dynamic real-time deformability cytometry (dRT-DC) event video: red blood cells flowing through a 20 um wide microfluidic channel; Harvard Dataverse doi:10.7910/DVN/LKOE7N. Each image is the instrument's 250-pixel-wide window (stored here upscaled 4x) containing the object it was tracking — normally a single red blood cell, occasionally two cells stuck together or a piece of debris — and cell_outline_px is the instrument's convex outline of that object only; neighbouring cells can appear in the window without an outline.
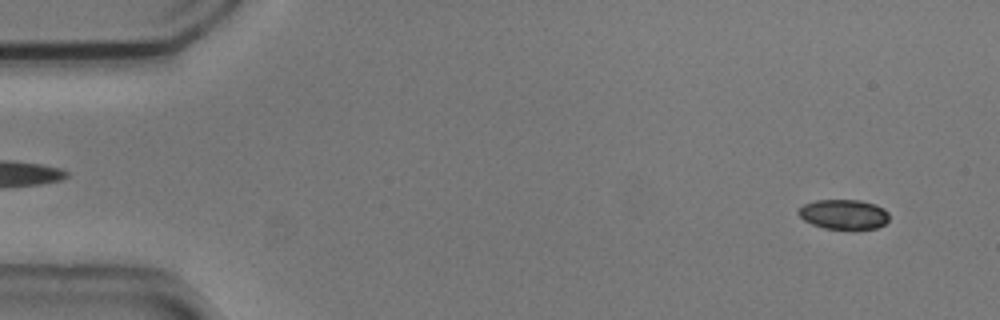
{"species": "common noctule bat (a hibernating species)", "species_latin": "Nyctalus noctula", "temperature_condition": "cold", "stored_images_in_passage": 55, "camera_frame_rate_fps": 3000, "um_per_image_px": 0.085, "animal": {"sex": "male", "body_mass_g": 20.5, "forearm_length_mm": 52.5}, "frame": {"image": 1, "passage_image": 4, "time_ms": 1.0, "image_size_px": [1000, 320], "cell_outline_px": [[888, 220], [884, 224], [876, 228], [824, 228], [812, 224], [804, 220], [796, 212], [804, 204], [816, 200], [860, 200], [876, 204], [884, 208], [888, 212]], "centroid_in_image_um": [71.71, 18.2], "position_along_channel_um": 13.3, "area_um2": 15.61}}
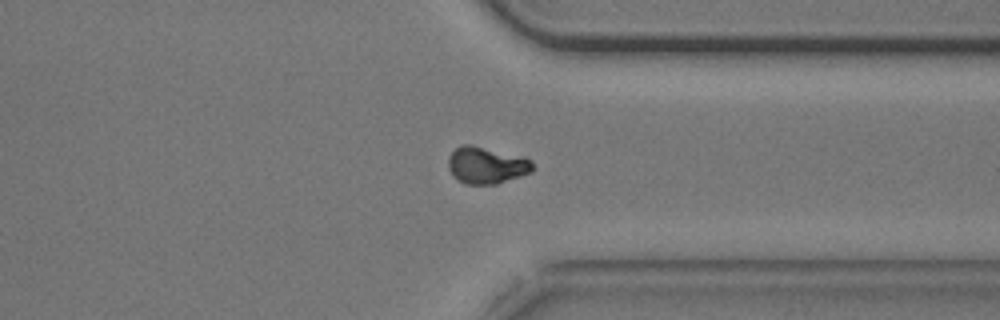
{"frame": {"image": 2, "passage_image": 42, "time_ms": 13.667, "image_size_px": [1000, 320], "cell_outline_px": [[536, 168], [532, 172], [496, 184], [464, 184], [456, 180], [452, 176], [448, 168], [448, 156], [460, 144], [472, 144], [524, 156], [532, 160]], "centroid_in_image_um": [41.36, 14.03], "position_along_channel_um": 370.0, "area_um2": 18.67}}
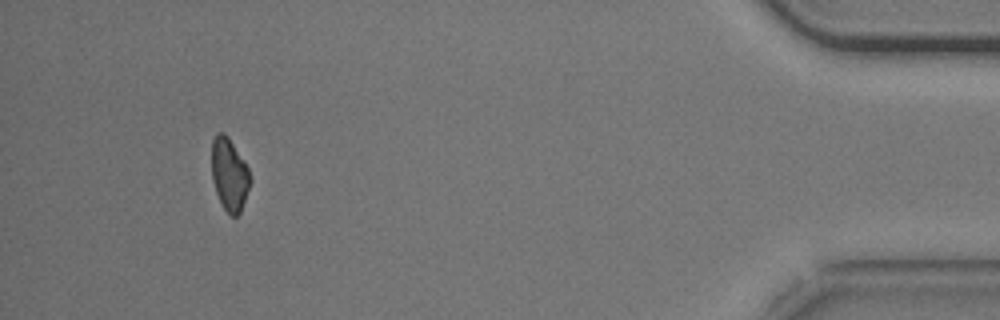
{"frame": {"image": 3, "passage_image": 51, "time_ms": 16.667, "image_size_px": [1000, 320], "cell_outline_px": [[252, 180], [240, 212], [236, 216], [232, 216], [224, 208], [216, 192], [212, 180], [212, 140], [216, 132], [224, 132], [228, 136], [244, 160], [248, 168]], "centroid_in_image_um": [19.5, 14.78], "position_along_channel_um": 415.7, "area_um2": 16.3}, "authors_computed_cell_mechanics": {"area_um2": 17.34, "velocity_mm_per_s": 3.7194, "shape_relaxation_time_tau1_ms": 2.197, "shape_relaxation_time_tau2_ms": null, "deformation_change_tau1": 0.0938, "deformation_change_tau2": null}}